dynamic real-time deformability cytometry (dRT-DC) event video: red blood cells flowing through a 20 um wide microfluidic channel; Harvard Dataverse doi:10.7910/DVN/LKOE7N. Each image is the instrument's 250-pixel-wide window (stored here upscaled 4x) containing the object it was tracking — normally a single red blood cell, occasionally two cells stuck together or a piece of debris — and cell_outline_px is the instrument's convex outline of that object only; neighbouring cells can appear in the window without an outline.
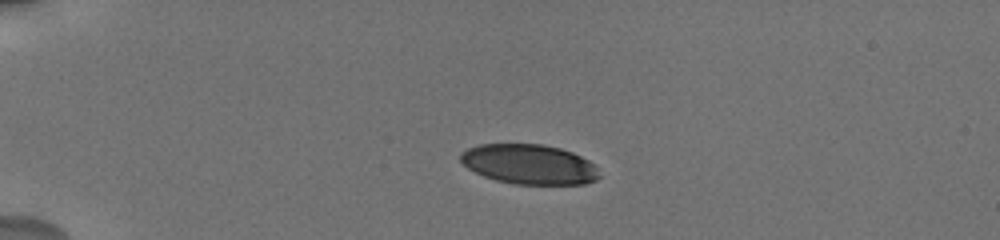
{"species": "human", "species_latin": "Homo sapiens", "temperature_condition": "cold", "stored_images_in_passage": 10, "camera_frame_rate_fps": 3000, "um_per_image_px": 0.085, "donor": {"sex": "male"}, "frame": {"image": 1, "passage_image": 1, "time_ms": 0.0, "image_size_px": [1000, 240], "cell_outline_px": [[600, 176], [596, 180], [584, 184], [516, 184], [496, 180], [484, 176], [468, 168], [460, 160], [460, 152], [468, 148], [480, 144], [544, 144], [560, 148], [572, 152], [588, 160], [596, 168]], "centroid_in_image_um": [44.97, 13.96], "position_along_channel_um": 40.0, "area_um2": 32.14}}
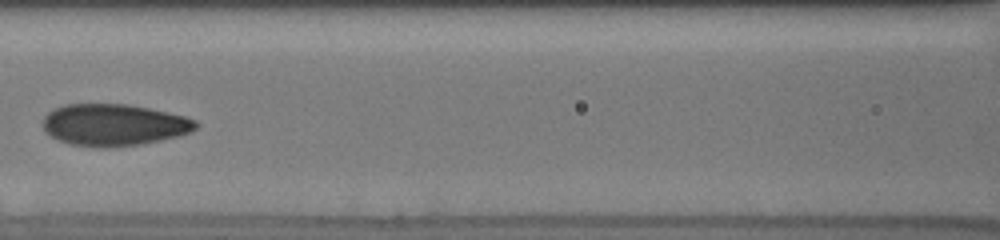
{"frame": {"image": 2, "passage_image": 5, "time_ms": 4.667, "image_size_px": [1000, 240], "cell_outline_px": [[200, 124], [192, 132], [180, 136], [140, 144], [104, 148], [100, 148], [68, 144], [44, 132], [44, 116], [48, 112], [64, 104], [128, 104], [148, 108], [184, 116], [196, 120]], "centroid_in_image_um": [9.7, 10.62], "position_along_channel_um": 156.9, "area_um2": 37.34}}
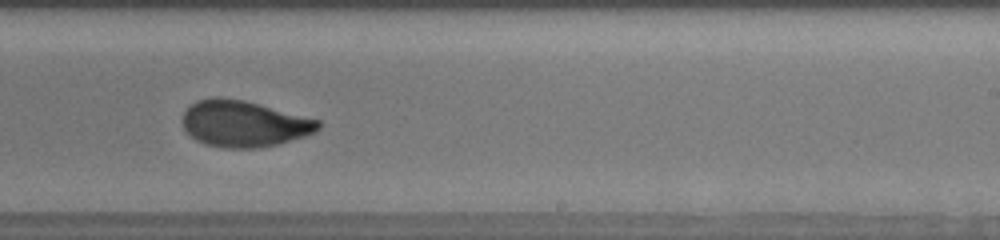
{"frame": {"image": 3, "passage_image": 9, "time_ms": 7.667, "image_size_px": [1000, 240], "cell_outline_px": [[320, 128], [316, 132], [304, 136], [276, 144], [256, 148], [224, 148], [204, 144], [196, 140], [184, 128], [180, 120], [188, 104], [196, 100], [212, 96], [220, 96], [244, 100], [320, 120]], "centroid_in_image_um": [20.67, 10.49], "position_along_channel_um": 268.3, "area_um2": 36.88}}